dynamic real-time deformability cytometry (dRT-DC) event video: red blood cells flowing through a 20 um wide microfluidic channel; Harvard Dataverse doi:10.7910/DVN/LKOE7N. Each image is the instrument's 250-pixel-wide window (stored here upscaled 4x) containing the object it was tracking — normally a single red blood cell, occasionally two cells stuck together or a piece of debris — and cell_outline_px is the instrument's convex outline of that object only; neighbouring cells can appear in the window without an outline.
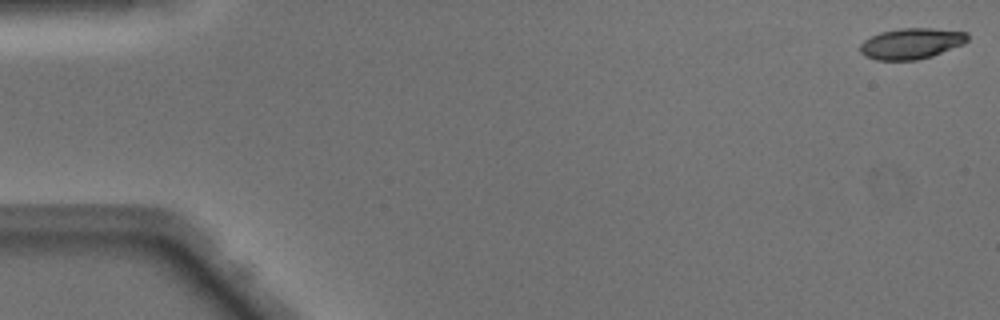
{"species": "Egyptian fruit bat (a non-hibernating species)", "species_latin": "Rousettus aegyptiacus", "temperature_condition": "warm", "stored_images_in_passage": 3, "camera_frame_rate_fps": 3000, "um_per_image_px": 0.085, "animal": {"sex": "male"}, "frame": {"image": 1, "passage_image": 1, "time_ms": 0.0, "image_size_px": [1000, 320], "cell_outline_px": [[968, 40], [964, 44], [932, 56], [916, 60], [876, 60], [864, 56], [860, 52], [860, 44], [864, 40], [880, 32], [900, 28], [932, 28], [968, 32]], "centroid_in_image_um": [77.46, 3.7], "position_along_channel_um": 7.5, "area_um2": 19.42}}